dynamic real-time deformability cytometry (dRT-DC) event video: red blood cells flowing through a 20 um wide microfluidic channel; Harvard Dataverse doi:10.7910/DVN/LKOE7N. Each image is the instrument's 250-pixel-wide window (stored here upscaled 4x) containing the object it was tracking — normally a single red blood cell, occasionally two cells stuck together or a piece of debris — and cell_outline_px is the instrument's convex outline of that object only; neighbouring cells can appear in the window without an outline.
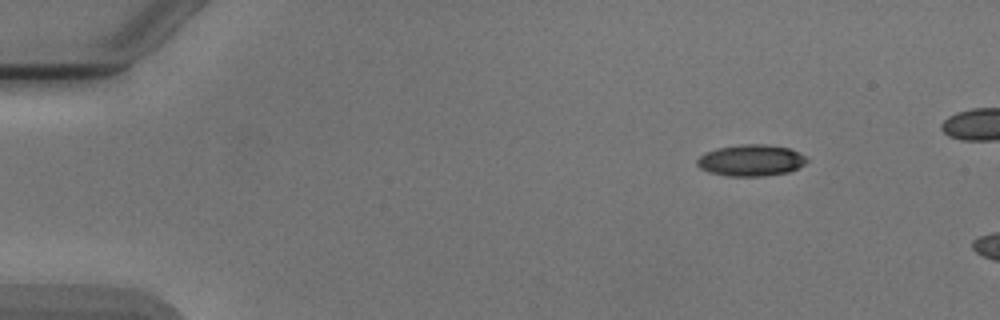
{"species": "Egyptian fruit bat (a non-hibernating species)", "species_latin": "Rousettus aegyptiacus", "temperature_condition": "cold", "stored_images_in_passage": 2, "camera_frame_rate_fps": 3000, "um_per_image_px": 0.085, "animal": {"sex": "male"}, "frame": {"image": 1, "passage_image": 1, "time_ms": 0.0, "image_size_px": [1000, 320], "cell_outline_px": [[808, 160], [804, 164], [788, 172], [764, 176], [728, 176], [708, 172], [700, 168], [696, 164], [696, 160], [704, 152], [716, 148], [740, 144], [764, 144], [788, 148], [800, 152]], "centroid_in_image_um": [63.79, 13.62], "position_along_channel_um": 21.2, "area_um2": 20.17}}